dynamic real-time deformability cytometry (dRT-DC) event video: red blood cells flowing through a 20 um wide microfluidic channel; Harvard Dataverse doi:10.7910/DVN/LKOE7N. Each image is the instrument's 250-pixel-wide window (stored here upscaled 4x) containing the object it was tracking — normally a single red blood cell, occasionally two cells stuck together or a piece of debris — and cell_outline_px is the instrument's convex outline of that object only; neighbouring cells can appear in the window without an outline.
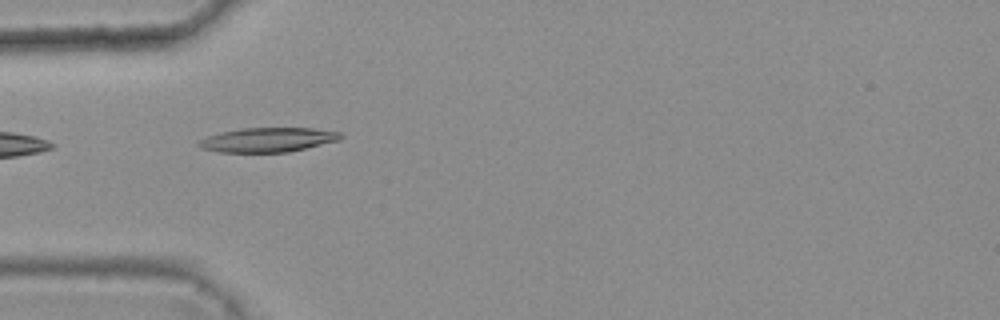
{"species": "common noctule bat (a hibernating species)", "species_latin": "Nyctalus noctula", "temperature_condition": "warm", "stored_images_in_passage": 5, "camera_frame_rate_fps": 3000, "um_per_image_px": 0.085, "animal": {"sex": "female", "body_mass_g": 25.1}, "frame": {"image": 1, "passage_image": 4, "time_ms": 1.0, "image_size_px": [1000, 320], "cell_outline_px": [[344, 136], [340, 140], [288, 152], [220, 152], [200, 148], [196, 144], [200, 140], [208, 136], [220, 132], [240, 128], [312, 128], [340, 132]], "centroid_in_image_um": [22.76, 11.88], "position_along_channel_um": 62.2, "area_um2": 20.17}}
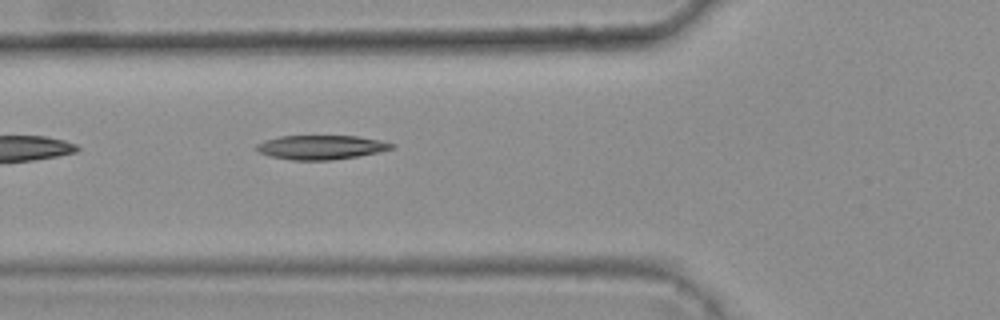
{"frame": {"image": 2, "passage_image": 5, "time_ms": 1.333, "image_size_px": [1000, 320], "cell_outline_px": [[396, 144], [392, 148], [376, 152], [356, 156], [332, 160], [292, 160], [268, 156], [260, 152], [256, 148], [256, 144], [264, 140], [280, 136], [360, 136], [380, 140]], "centroid_in_image_um": [27.26, 12.51], "position_along_channel_um": 98.5, "area_um2": 18.96}}